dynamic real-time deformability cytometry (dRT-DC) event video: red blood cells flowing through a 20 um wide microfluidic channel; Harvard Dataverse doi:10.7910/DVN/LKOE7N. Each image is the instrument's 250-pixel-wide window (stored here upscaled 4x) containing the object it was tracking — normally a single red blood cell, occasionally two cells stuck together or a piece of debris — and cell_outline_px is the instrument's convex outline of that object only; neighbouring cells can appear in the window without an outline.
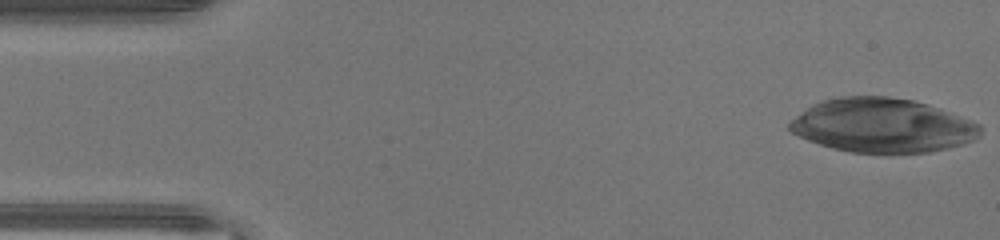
{"species": "human", "species_latin": "Homo sapiens", "temperature_condition": "warm", "stored_images_in_passage": 16, "camera_frame_rate_fps": 3000, "um_per_image_px": 0.085, "donor": {"sex": "male"}, "frame": {"image": 1, "passage_image": 1, "time_ms": 0.0, "image_size_px": [1000, 240], "cell_outline_px": [[980, 136], [964, 144], [932, 152], [852, 152], [832, 148], [808, 140], [792, 132], [788, 128], [788, 124], [796, 116], [808, 108], [824, 100], [844, 96], [888, 96], [912, 100], [928, 104], [940, 108], [972, 120], [980, 124]], "centroid_in_image_um": [75.05, 10.66], "position_along_channel_um": 10.0, "area_um2": 59.65}}
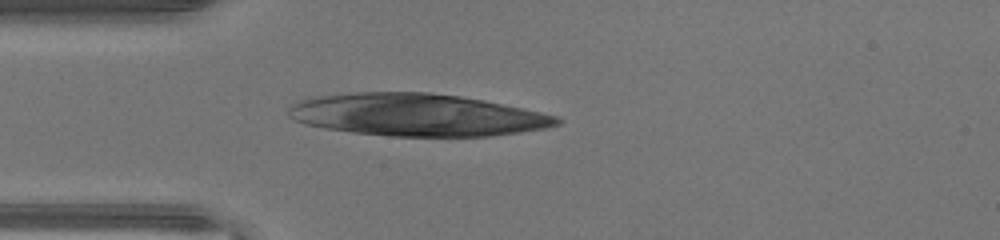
{"frame": {"image": 2, "passage_image": 12, "time_ms": 3.667, "image_size_px": [1000, 240], "cell_outline_px": [[564, 120], [560, 124], [544, 128], [520, 132], [492, 136], [388, 136], [352, 132], [324, 128], [304, 124], [288, 116], [288, 104], [296, 100], [308, 96], [352, 92], [428, 92], [460, 96], [484, 100], [540, 112], [556, 116]], "centroid_in_image_um": [35.35, 9.75], "position_along_channel_um": 49.7, "area_um2": 66.76}}